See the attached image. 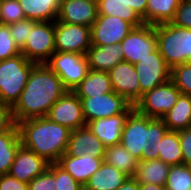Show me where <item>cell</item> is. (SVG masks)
I'll return each instance as SVG.
<instances>
[{
  "instance_id": "obj_12",
  "label": "cell",
  "mask_w": 191,
  "mask_h": 190,
  "mask_svg": "<svg viewBox=\"0 0 191 190\" xmlns=\"http://www.w3.org/2000/svg\"><path fill=\"white\" fill-rule=\"evenodd\" d=\"M135 68L140 84L141 98L146 92L171 79V68L167 65L158 48L138 61Z\"/></svg>"
},
{
  "instance_id": "obj_31",
  "label": "cell",
  "mask_w": 191,
  "mask_h": 190,
  "mask_svg": "<svg viewBox=\"0 0 191 190\" xmlns=\"http://www.w3.org/2000/svg\"><path fill=\"white\" fill-rule=\"evenodd\" d=\"M97 8L98 15L117 16L131 23L134 27L145 24L139 14L122 0H98Z\"/></svg>"
},
{
  "instance_id": "obj_3",
  "label": "cell",
  "mask_w": 191,
  "mask_h": 190,
  "mask_svg": "<svg viewBox=\"0 0 191 190\" xmlns=\"http://www.w3.org/2000/svg\"><path fill=\"white\" fill-rule=\"evenodd\" d=\"M155 32L157 48L171 69L191 61V29L169 22L155 25Z\"/></svg>"
},
{
  "instance_id": "obj_40",
  "label": "cell",
  "mask_w": 191,
  "mask_h": 190,
  "mask_svg": "<svg viewBox=\"0 0 191 190\" xmlns=\"http://www.w3.org/2000/svg\"><path fill=\"white\" fill-rule=\"evenodd\" d=\"M168 130L161 118L150 117V139L147 141L148 144L157 145L160 143Z\"/></svg>"
},
{
  "instance_id": "obj_24",
  "label": "cell",
  "mask_w": 191,
  "mask_h": 190,
  "mask_svg": "<svg viewBox=\"0 0 191 190\" xmlns=\"http://www.w3.org/2000/svg\"><path fill=\"white\" fill-rule=\"evenodd\" d=\"M25 18L37 22L55 21L62 0H18Z\"/></svg>"
},
{
  "instance_id": "obj_4",
  "label": "cell",
  "mask_w": 191,
  "mask_h": 190,
  "mask_svg": "<svg viewBox=\"0 0 191 190\" xmlns=\"http://www.w3.org/2000/svg\"><path fill=\"white\" fill-rule=\"evenodd\" d=\"M36 63L23 54L0 61V102L11 108L18 101Z\"/></svg>"
},
{
  "instance_id": "obj_23",
  "label": "cell",
  "mask_w": 191,
  "mask_h": 190,
  "mask_svg": "<svg viewBox=\"0 0 191 190\" xmlns=\"http://www.w3.org/2000/svg\"><path fill=\"white\" fill-rule=\"evenodd\" d=\"M128 178V175L103 161L84 186L90 190H117Z\"/></svg>"
},
{
  "instance_id": "obj_37",
  "label": "cell",
  "mask_w": 191,
  "mask_h": 190,
  "mask_svg": "<svg viewBox=\"0 0 191 190\" xmlns=\"http://www.w3.org/2000/svg\"><path fill=\"white\" fill-rule=\"evenodd\" d=\"M28 190H56L55 163H49L48 168L28 183Z\"/></svg>"
},
{
  "instance_id": "obj_6",
  "label": "cell",
  "mask_w": 191,
  "mask_h": 190,
  "mask_svg": "<svg viewBox=\"0 0 191 190\" xmlns=\"http://www.w3.org/2000/svg\"><path fill=\"white\" fill-rule=\"evenodd\" d=\"M55 52V21L37 22L21 49L29 61L45 64Z\"/></svg>"
},
{
  "instance_id": "obj_20",
  "label": "cell",
  "mask_w": 191,
  "mask_h": 190,
  "mask_svg": "<svg viewBox=\"0 0 191 190\" xmlns=\"http://www.w3.org/2000/svg\"><path fill=\"white\" fill-rule=\"evenodd\" d=\"M103 159L96 158L87 153L81 156H69L64 153L57 164L83 186L88 179L100 168Z\"/></svg>"
},
{
  "instance_id": "obj_36",
  "label": "cell",
  "mask_w": 191,
  "mask_h": 190,
  "mask_svg": "<svg viewBox=\"0 0 191 190\" xmlns=\"http://www.w3.org/2000/svg\"><path fill=\"white\" fill-rule=\"evenodd\" d=\"M36 23L37 21L26 18L9 24L11 35L15 41V44L20 50L25 46L27 38L29 37L30 32H32V28Z\"/></svg>"
},
{
  "instance_id": "obj_7",
  "label": "cell",
  "mask_w": 191,
  "mask_h": 190,
  "mask_svg": "<svg viewBox=\"0 0 191 190\" xmlns=\"http://www.w3.org/2000/svg\"><path fill=\"white\" fill-rule=\"evenodd\" d=\"M86 123L121 113H130L135 106L115 91L93 97H79Z\"/></svg>"
},
{
  "instance_id": "obj_38",
  "label": "cell",
  "mask_w": 191,
  "mask_h": 190,
  "mask_svg": "<svg viewBox=\"0 0 191 190\" xmlns=\"http://www.w3.org/2000/svg\"><path fill=\"white\" fill-rule=\"evenodd\" d=\"M83 185L76 181L71 174L55 163V189L80 190Z\"/></svg>"
},
{
  "instance_id": "obj_45",
  "label": "cell",
  "mask_w": 191,
  "mask_h": 190,
  "mask_svg": "<svg viewBox=\"0 0 191 190\" xmlns=\"http://www.w3.org/2000/svg\"><path fill=\"white\" fill-rule=\"evenodd\" d=\"M117 190H139V183L133 177H129Z\"/></svg>"
},
{
  "instance_id": "obj_13",
  "label": "cell",
  "mask_w": 191,
  "mask_h": 190,
  "mask_svg": "<svg viewBox=\"0 0 191 190\" xmlns=\"http://www.w3.org/2000/svg\"><path fill=\"white\" fill-rule=\"evenodd\" d=\"M50 121L64 125L71 130L86 126L80 98L73 92L67 91L50 108L47 116Z\"/></svg>"
},
{
  "instance_id": "obj_28",
  "label": "cell",
  "mask_w": 191,
  "mask_h": 190,
  "mask_svg": "<svg viewBox=\"0 0 191 190\" xmlns=\"http://www.w3.org/2000/svg\"><path fill=\"white\" fill-rule=\"evenodd\" d=\"M21 145L17 124L11 130L0 135V175L9 174Z\"/></svg>"
},
{
  "instance_id": "obj_34",
  "label": "cell",
  "mask_w": 191,
  "mask_h": 190,
  "mask_svg": "<svg viewBox=\"0 0 191 190\" xmlns=\"http://www.w3.org/2000/svg\"><path fill=\"white\" fill-rule=\"evenodd\" d=\"M26 19L18 0H0V23L11 24Z\"/></svg>"
},
{
  "instance_id": "obj_30",
  "label": "cell",
  "mask_w": 191,
  "mask_h": 190,
  "mask_svg": "<svg viewBox=\"0 0 191 190\" xmlns=\"http://www.w3.org/2000/svg\"><path fill=\"white\" fill-rule=\"evenodd\" d=\"M180 2L181 0H148L146 24L155 26L171 22Z\"/></svg>"
},
{
  "instance_id": "obj_1",
  "label": "cell",
  "mask_w": 191,
  "mask_h": 190,
  "mask_svg": "<svg viewBox=\"0 0 191 190\" xmlns=\"http://www.w3.org/2000/svg\"><path fill=\"white\" fill-rule=\"evenodd\" d=\"M67 91L58 75L46 64H36L18 101L11 108L15 123L46 117L51 106Z\"/></svg>"
},
{
  "instance_id": "obj_14",
  "label": "cell",
  "mask_w": 191,
  "mask_h": 190,
  "mask_svg": "<svg viewBox=\"0 0 191 190\" xmlns=\"http://www.w3.org/2000/svg\"><path fill=\"white\" fill-rule=\"evenodd\" d=\"M134 26L117 16L98 15L90 27L92 45H110L121 41Z\"/></svg>"
},
{
  "instance_id": "obj_21",
  "label": "cell",
  "mask_w": 191,
  "mask_h": 190,
  "mask_svg": "<svg viewBox=\"0 0 191 190\" xmlns=\"http://www.w3.org/2000/svg\"><path fill=\"white\" fill-rule=\"evenodd\" d=\"M89 69L109 72L115 65L124 61L121 43L91 45L85 53Z\"/></svg>"
},
{
  "instance_id": "obj_41",
  "label": "cell",
  "mask_w": 191,
  "mask_h": 190,
  "mask_svg": "<svg viewBox=\"0 0 191 190\" xmlns=\"http://www.w3.org/2000/svg\"><path fill=\"white\" fill-rule=\"evenodd\" d=\"M179 141L183 154V164L191 166V127L179 131Z\"/></svg>"
},
{
  "instance_id": "obj_39",
  "label": "cell",
  "mask_w": 191,
  "mask_h": 190,
  "mask_svg": "<svg viewBox=\"0 0 191 190\" xmlns=\"http://www.w3.org/2000/svg\"><path fill=\"white\" fill-rule=\"evenodd\" d=\"M171 23L191 29V0H181Z\"/></svg>"
},
{
  "instance_id": "obj_9",
  "label": "cell",
  "mask_w": 191,
  "mask_h": 190,
  "mask_svg": "<svg viewBox=\"0 0 191 190\" xmlns=\"http://www.w3.org/2000/svg\"><path fill=\"white\" fill-rule=\"evenodd\" d=\"M150 139V117L134 108L126 118L120 144L125 147L138 161H141L142 151Z\"/></svg>"
},
{
  "instance_id": "obj_5",
  "label": "cell",
  "mask_w": 191,
  "mask_h": 190,
  "mask_svg": "<svg viewBox=\"0 0 191 190\" xmlns=\"http://www.w3.org/2000/svg\"><path fill=\"white\" fill-rule=\"evenodd\" d=\"M45 64L58 75L68 91H73L90 70L85 55L79 53L54 52Z\"/></svg>"
},
{
  "instance_id": "obj_16",
  "label": "cell",
  "mask_w": 191,
  "mask_h": 190,
  "mask_svg": "<svg viewBox=\"0 0 191 190\" xmlns=\"http://www.w3.org/2000/svg\"><path fill=\"white\" fill-rule=\"evenodd\" d=\"M98 16L93 0H62L57 21L91 27Z\"/></svg>"
},
{
  "instance_id": "obj_22",
  "label": "cell",
  "mask_w": 191,
  "mask_h": 190,
  "mask_svg": "<svg viewBox=\"0 0 191 190\" xmlns=\"http://www.w3.org/2000/svg\"><path fill=\"white\" fill-rule=\"evenodd\" d=\"M128 114L121 113L107 118L95 119L88 122L86 126L106 147L118 145Z\"/></svg>"
},
{
  "instance_id": "obj_35",
  "label": "cell",
  "mask_w": 191,
  "mask_h": 190,
  "mask_svg": "<svg viewBox=\"0 0 191 190\" xmlns=\"http://www.w3.org/2000/svg\"><path fill=\"white\" fill-rule=\"evenodd\" d=\"M21 54V50L15 44L9 25L0 23V61L13 58Z\"/></svg>"
},
{
  "instance_id": "obj_17",
  "label": "cell",
  "mask_w": 191,
  "mask_h": 190,
  "mask_svg": "<svg viewBox=\"0 0 191 190\" xmlns=\"http://www.w3.org/2000/svg\"><path fill=\"white\" fill-rule=\"evenodd\" d=\"M154 159H160L170 166L183 164L179 132L168 130L160 143L146 145V150L142 151L141 161Z\"/></svg>"
},
{
  "instance_id": "obj_33",
  "label": "cell",
  "mask_w": 191,
  "mask_h": 190,
  "mask_svg": "<svg viewBox=\"0 0 191 190\" xmlns=\"http://www.w3.org/2000/svg\"><path fill=\"white\" fill-rule=\"evenodd\" d=\"M171 80L183 95H191V61L174 66Z\"/></svg>"
},
{
  "instance_id": "obj_15",
  "label": "cell",
  "mask_w": 191,
  "mask_h": 190,
  "mask_svg": "<svg viewBox=\"0 0 191 190\" xmlns=\"http://www.w3.org/2000/svg\"><path fill=\"white\" fill-rule=\"evenodd\" d=\"M108 74L113 91L125 97L135 106L141 99V89L135 65L123 61L115 65Z\"/></svg>"
},
{
  "instance_id": "obj_29",
  "label": "cell",
  "mask_w": 191,
  "mask_h": 190,
  "mask_svg": "<svg viewBox=\"0 0 191 190\" xmlns=\"http://www.w3.org/2000/svg\"><path fill=\"white\" fill-rule=\"evenodd\" d=\"M103 161L114 166L129 177H134L139 162L121 144L106 147Z\"/></svg>"
},
{
  "instance_id": "obj_42",
  "label": "cell",
  "mask_w": 191,
  "mask_h": 190,
  "mask_svg": "<svg viewBox=\"0 0 191 190\" xmlns=\"http://www.w3.org/2000/svg\"><path fill=\"white\" fill-rule=\"evenodd\" d=\"M15 125L11 107L0 102V135L11 130Z\"/></svg>"
},
{
  "instance_id": "obj_18",
  "label": "cell",
  "mask_w": 191,
  "mask_h": 190,
  "mask_svg": "<svg viewBox=\"0 0 191 190\" xmlns=\"http://www.w3.org/2000/svg\"><path fill=\"white\" fill-rule=\"evenodd\" d=\"M48 166L49 162L43 157L21 145L16 153L9 174L20 181L29 183L42 174Z\"/></svg>"
},
{
  "instance_id": "obj_32",
  "label": "cell",
  "mask_w": 191,
  "mask_h": 190,
  "mask_svg": "<svg viewBox=\"0 0 191 190\" xmlns=\"http://www.w3.org/2000/svg\"><path fill=\"white\" fill-rule=\"evenodd\" d=\"M166 190H191V166H170L165 184Z\"/></svg>"
},
{
  "instance_id": "obj_27",
  "label": "cell",
  "mask_w": 191,
  "mask_h": 190,
  "mask_svg": "<svg viewBox=\"0 0 191 190\" xmlns=\"http://www.w3.org/2000/svg\"><path fill=\"white\" fill-rule=\"evenodd\" d=\"M170 165L160 159L139 161L134 179L139 184H157L165 186Z\"/></svg>"
},
{
  "instance_id": "obj_10",
  "label": "cell",
  "mask_w": 191,
  "mask_h": 190,
  "mask_svg": "<svg viewBox=\"0 0 191 190\" xmlns=\"http://www.w3.org/2000/svg\"><path fill=\"white\" fill-rule=\"evenodd\" d=\"M124 61L136 64L157 49L155 26L144 24L134 27L121 41Z\"/></svg>"
},
{
  "instance_id": "obj_8",
  "label": "cell",
  "mask_w": 191,
  "mask_h": 190,
  "mask_svg": "<svg viewBox=\"0 0 191 190\" xmlns=\"http://www.w3.org/2000/svg\"><path fill=\"white\" fill-rule=\"evenodd\" d=\"M181 94L170 79L143 94L142 98L135 104V108L148 117L162 118L175 105Z\"/></svg>"
},
{
  "instance_id": "obj_44",
  "label": "cell",
  "mask_w": 191,
  "mask_h": 190,
  "mask_svg": "<svg viewBox=\"0 0 191 190\" xmlns=\"http://www.w3.org/2000/svg\"><path fill=\"white\" fill-rule=\"evenodd\" d=\"M125 4L131 6V8L139 14L146 24V8L148 0H122Z\"/></svg>"
},
{
  "instance_id": "obj_25",
  "label": "cell",
  "mask_w": 191,
  "mask_h": 190,
  "mask_svg": "<svg viewBox=\"0 0 191 190\" xmlns=\"http://www.w3.org/2000/svg\"><path fill=\"white\" fill-rule=\"evenodd\" d=\"M169 130L179 132L191 127V95L181 94L169 112L162 116Z\"/></svg>"
},
{
  "instance_id": "obj_11",
  "label": "cell",
  "mask_w": 191,
  "mask_h": 190,
  "mask_svg": "<svg viewBox=\"0 0 191 190\" xmlns=\"http://www.w3.org/2000/svg\"><path fill=\"white\" fill-rule=\"evenodd\" d=\"M91 45L90 27L55 20V52L85 55Z\"/></svg>"
},
{
  "instance_id": "obj_26",
  "label": "cell",
  "mask_w": 191,
  "mask_h": 190,
  "mask_svg": "<svg viewBox=\"0 0 191 190\" xmlns=\"http://www.w3.org/2000/svg\"><path fill=\"white\" fill-rule=\"evenodd\" d=\"M108 72L89 70L87 76L73 90L78 97H93L112 92Z\"/></svg>"
},
{
  "instance_id": "obj_47",
  "label": "cell",
  "mask_w": 191,
  "mask_h": 190,
  "mask_svg": "<svg viewBox=\"0 0 191 190\" xmlns=\"http://www.w3.org/2000/svg\"><path fill=\"white\" fill-rule=\"evenodd\" d=\"M80 190H90V189L86 188L85 186H82Z\"/></svg>"
},
{
  "instance_id": "obj_43",
  "label": "cell",
  "mask_w": 191,
  "mask_h": 190,
  "mask_svg": "<svg viewBox=\"0 0 191 190\" xmlns=\"http://www.w3.org/2000/svg\"><path fill=\"white\" fill-rule=\"evenodd\" d=\"M0 190H28V183L4 174L0 175Z\"/></svg>"
},
{
  "instance_id": "obj_46",
  "label": "cell",
  "mask_w": 191,
  "mask_h": 190,
  "mask_svg": "<svg viewBox=\"0 0 191 190\" xmlns=\"http://www.w3.org/2000/svg\"><path fill=\"white\" fill-rule=\"evenodd\" d=\"M139 190H166L165 186L157 184H139Z\"/></svg>"
},
{
  "instance_id": "obj_2",
  "label": "cell",
  "mask_w": 191,
  "mask_h": 190,
  "mask_svg": "<svg viewBox=\"0 0 191 190\" xmlns=\"http://www.w3.org/2000/svg\"><path fill=\"white\" fill-rule=\"evenodd\" d=\"M22 145L43 157L49 163H57L66 153L72 130L54 123L47 117L33 118L19 122Z\"/></svg>"
},
{
  "instance_id": "obj_19",
  "label": "cell",
  "mask_w": 191,
  "mask_h": 190,
  "mask_svg": "<svg viewBox=\"0 0 191 190\" xmlns=\"http://www.w3.org/2000/svg\"><path fill=\"white\" fill-rule=\"evenodd\" d=\"M106 146L87 127L72 130L68 141L66 154L69 156H81L89 154L96 158L104 159Z\"/></svg>"
}]
</instances>
